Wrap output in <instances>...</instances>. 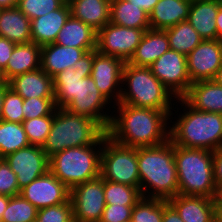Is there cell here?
<instances>
[{
	"label": "cell",
	"mask_w": 222,
	"mask_h": 222,
	"mask_svg": "<svg viewBox=\"0 0 222 222\" xmlns=\"http://www.w3.org/2000/svg\"><path fill=\"white\" fill-rule=\"evenodd\" d=\"M115 105L118 106L117 115L111 111L112 119L107 129V136L114 142L127 147H146L169 140L167 120L171 119L172 111L115 103L114 109Z\"/></svg>",
	"instance_id": "cell-1"
},
{
	"label": "cell",
	"mask_w": 222,
	"mask_h": 222,
	"mask_svg": "<svg viewBox=\"0 0 222 222\" xmlns=\"http://www.w3.org/2000/svg\"><path fill=\"white\" fill-rule=\"evenodd\" d=\"M90 75L91 73H80L72 68L56 74L53 77L55 106L89 117L107 131L112 115L106 114L104 109L109 110L105 107L111 102L99 91Z\"/></svg>",
	"instance_id": "cell-2"
},
{
	"label": "cell",
	"mask_w": 222,
	"mask_h": 222,
	"mask_svg": "<svg viewBox=\"0 0 222 222\" xmlns=\"http://www.w3.org/2000/svg\"><path fill=\"white\" fill-rule=\"evenodd\" d=\"M137 160L143 197L168 201L178 194L174 144L170 139L157 146L137 147Z\"/></svg>",
	"instance_id": "cell-3"
},
{
	"label": "cell",
	"mask_w": 222,
	"mask_h": 222,
	"mask_svg": "<svg viewBox=\"0 0 222 222\" xmlns=\"http://www.w3.org/2000/svg\"><path fill=\"white\" fill-rule=\"evenodd\" d=\"M177 101L184 106L181 116L169 128V139L184 148L214 151L222 146V114L202 112L191 107L183 98Z\"/></svg>",
	"instance_id": "cell-4"
},
{
	"label": "cell",
	"mask_w": 222,
	"mask_h": 222,
	"mask_svg": "<svg viewBox=\"0 0 222 222\" xmlns=\"http://www.w3.org/2000/svg\"><path fill=\"white\" fill-rule=\"evenodd\" d=\"M107 131L89 117L56 108L43 151L48 157L71 147L103 145Z\"/></svg>",
	"instance_id": "cell-5"
},
{
	"label": "cell",
	"mask_w": 222,
	"mask_h": 222,
	"mask_svg": "<svg viewBox=\"0 0 222 222\" xmlns=\"http://www.w3.org/2000/svg\"><path fill=\"white\" fill-rule=\"evenodd\" d=\"M178 175V194L215 199L217 188L213 176V151L174 145Z\"/></svg>",
	"instance_id": "cell-6"
},
{
	"label": "cell",
	"mask_w": 222,
	"mask_h": 222,
	"mask_svg": "<svg viewBox=\"0 0 222 222\" xmlns=\"http://www.w3.org/2000/svg\"><path fill=\"white\" fill-rule=\"evenodd\" d=\"M120 101L134 107L171 111L173 99H177L151 72L150 67L130 65L125 62L122 71ZM128 88V89H127ZM173 97V98H172Z\"/></svg>",
	"instance_id": "cell-7"
},
{
	"label": "cell",
	"mask_w": 222,
	"mask_h": 222,
	"mask_svg": "<svg viewBox=\"0 0 222 222\" xmlns=\"http://www.w3.org/2000/svg\"><path fill=\"white\" fill-rule=\"evenodd\" d=\"M102 145L71 147L49 157V171L70 190L100 176Z\"/></svg>",
	"instance_id": "cell-8"
},
{
	"label": "cell",
	"mask_w": 222,
	"mask_h": 222,
	"mask_svg": "<svg viewBox=\"0 0 222 222\" xmlns=\"http://www.w3.org/2000/svg\"><path fill=\"white\" fill-rule=\"evenodd\" d=\"M100 176L103 180L126 184L140 189L137 147H127L103 138Z\"/></svg>",
	"instance_id": "cell-9"
},
{
	"label": "cell",
	"mask_w": 222,
	"mask_h": 222,
	"mask_svg": "<svg viewBox=\"0 0 222 222\" xmlns=\"http://www.w3.org/2000/svg\"><path fill=\"white\" fill-rule=\"evenodd\" d=\"M74 222H99L106 207L104 180L101 176L70 190Z\"/></svg>",
	"instance_id": "cell-10"
},
{
	"label": "cell",
	"mask_w": 222,
	"mask_h": 222,
	"mask_svg": "<svg viewBox=\"0 0 222 222\" xmlns=\"http://www.w3.org/2000/svg\"><path fill=\"white\" fill-rule=\"evenodd\" d=\"M143 29H135L108 23L97 32V51L128 62L144 34Z\"/></svg>",
	"instance_id": "cell-11"
},
{
	"label": "cell",
	"mask_w": 222,
	"mask_h": 222,
	"mask_svg": "<svg viewBox=\"0 0 222 222\" xmlns=\"http://www.w3.org/2000/svg\"><path fill=\"white\" fill-rule=\"evenodd\" d=\"M151 72L176 98H182L191 86L186 55L169 49L150 66Z\"/></svg>",
	"instance_id": "cell-12"
},
{
	"label": "cell",
	"mask_w": 222,
	"mask_h": 222,
	"mask_svg": "<svg viewBox=\"0 0 222 222\" xmlns=\"http://www.w3.org/2000/svg\"><path fill=\"white\" fill-rule=\"evenodd\" d=\"M125 62L114 56L100 54L93 50L91 77L96 87L109 102L118 104L121 96L122 71ZM111 100V101H110Z\"/></svg>",
	"instance_id": "cell-13"
},
{
	"label": "cell",
	"mask_w": 222,
	"mask_h": 222,
	"mask_svg": "<svg viewBox=\"0 0 222 222\" xmlns=\"http://www.w3.org/2000/svg\"><path fill=\"white\" fill-rule=\"evenodd\" d=\"M4 159L15 172L20 189L49 171V157L41 146L29 145Z\"/></svg>",
	"instance_id": "cell-14"
},
{
	"label": "cell",
	"mask_w": 222,
	"mask_h": 222,
	"mask_svg": "<svg viewBox=\"0 0 222 222\" xmlns=\"http://www.w3.org/2000/svg\"><path fill=\"white\" fill-rule=\"evenodd\" d=\"M186 59L191 83L213 80L222 66V40H203Z\"/></svg>",
	"instance_id": "cell-15"
},
{
	"label": "cell",
	"mask_w": 222,
	"mask_h": 222,
	"mask_svg": "<svg viewBox=\"0 0 222 222\" xmlns=\"http://www.w3.org/2000/svg\"><path fill=\"white\" fill-rule=\"evenodd\" d=\"M20 195L37 209H41L66 203L70 199V189L48 171L24 186Z\"/></svg>",
	"instance_id": "cell-16"
},
{
	"label": "cell",
	"mask_w": 222,
	"mask_h": 222,
	"mask_svg": "<svg viewBox=\"0 0 222 222\" xmlns=\"http://www.w3.org/2000/svg\"><path fill=\"white\" fill-rule=\"evenodd\" d=\"M168 202L184 222H213L217 219V206L213 198L177 194Z\"/></svg>",
	"instance_id": "cell-17"
},
{
	"label": "cell",
	"mask_w": 222,
	"mask_h": 222,
	"mask_svg": "<svg viewBox=\"0 0 222 222\" xmlns=\"http://www.w3.org/2000/svg\"><path fill=\"white\" fill-rule=\"evenodd\" d=\"M95 49H81L56 43L41 47L40 68L52 78L61 71L71 68L84 54Z\"/></svg>",
	"instance_id": "cell-18"
},
{
	"label": "cell",
	"mask_w": 222,
	"mask_h": 222,
	"mask_svg": "<svg viewBox=\"0 0 222 222\" xmlns=\"http://www.w3.org/2000/svg\"><path fill=\"white\" fill-rule=\"evenodd\" d=\"M7 83L23 99L54 98L53 78L41 68L15 76Z\"/></svg>",
	"instance_id": "cell-19"
},
{
	"label": "cell",
	"mask_w": 222,
	"mask_h": 222,
	"mask_svg": "<svg viewBox=\"0 0 222 222\" xmlns=\"http://www.w3.org/2000/svg\"><path fill=\"white\" fill-rule=\"evenodd\" d=\"M70 15V7L66 1L59 9L32 19L30 25L32 42L41 47L54 43Z\"/></svg>",
	"instance_id": "cell-20"
},
{
	"label": "cell",
	"mask_w": 222,
	"mask_h": 222,
	"mask_svg": "<svg viewBox=\"0 0 222 222\" xmlns=\"http://www.w3.org/2000/svg\"><path fill=\"white\" fill-rule=\"evenodd\" d=\"M182 98L198 111L222 114V86L214 80L192 83Z\"/></svg>",
	"instance_id": "cell-21"
},
{
	"label": "cell",
	"mask_w": 222,
	"mask_h": 222,
	"mask_svg": "<svg viewBox=\"0 0 222 222\" xmlns=\"http://www.w3.org/2000/svg\"><path fill=\"white\" fill-rule=\"evenodd\" d=\"M222 0L191 1L187 21L203 40H217L215 19Z\"/></svg>",
	"instance_id": "cell-22"
},
{
	"label": "cell",
	"mask_w": 222,
	"mask_h": 222,
	"mask_svg": "<svg viewBox=\"0 0 222 222\" xmlns=\"http://www.w3.org/2000/svg\"><path fill=\"white\" fill-rule=\"evenodd\" d=\"M170 49L165 30L148 29L144 32L140 44L130 60V65L149 67Z\"/></svg>",
	"instance_id": "cell-23"
},
{
	"label": "cell",
	"mask_w": 222,
	"mask_h": 222,
	"mask_svg": "<svg viewBox=\"0 0 222 222\" xmlns=\"http://www.w3.org/2000/svg\"><path fill=\"white\" fill-rule=\"evenodd\" d=\"M70 14L99 31L110 22L111 0H67Z\"/></svg>",
	"instance_id": "cell-24"
},
{
	"label": "cell",
	"mask_w": 222,
	"mask_h": 222,
	"mask_svg": "<svg viewBox=\"0 0 222 222\" xmlns=\"http://www.w3.org/2000/svg\"><path fill=\"white\" fill-rule=\"evenodd\" d=\"M190 0H159L149 13L151 29L166 30L188 19Z\"/></svg>",
	"instance_id": "cell-25"
},
{
	"label": "cell",
	"mask_w": 222,
	"mask_h": 222,
	"mask_svg": "<svg viewBox=\"0 0 222 222\" xmlns=\"http://www.w3.org/2000/svg\"><path fill=\"white\" fill-rule=\"evenodd\" d=\"M41 46L31 42L16 44L3 70L8 82L15 76L40 69Z\"/></svg>",
	"instance_id": "cell-26"
},
{
	"label": "cell",
	"mask_w": 222,
	"mask_h": 222,
	"mask_svg": "<svg viewBox=\"0 0 222 222\" xmlns=\"http://www.w3.org/2000/svg\"><path fill=\"white\" fill-rule=\"evenodd\" d=\"M54 43L81 49H97V31L70 15Z\"/></svg>",
	"instance_id": "cell-27"
},
{
	"label": "cell",
	"mask_w": 222,
	"mask_h": 222,
	"mask_svg": "<svg viewBox=\"0 0 222 222\" xmlns=\"http://www.w3.org/2000/svg\"><path fill=\"white\" fill-rule=\"evenodd\" d=\"M31 20L17 7L0 9V36L16 44L31 42Z\"/></svg>",
	"instance_id": "cell-28"
},
{
	"label": "cell",
	"mask_w": 222,
	"mask_h": 222,
	"mask_svg": "<svg viewBox=\"0 0 222 222\" xmlns=\"http://www.w3.org/2000/svg\"><path fill=\"white\" fill-rule=\"evenodd\" d=\"M110 23L144 31L150 29L149 14L128 0H111Z\"/></svg>",
	"instance_id": "cell-29"
},
{
	"label": "cell",
	"mask_w": 222,
	"mask_h": 222,
	"mask_svg": "<svg viewBox=\"0 0 222 222\" xmlns=\"http://www.w3.org/2000/svg\"><path fill=\"white\" fill-rule=\"evenodd\" d=\"M167 33L170 49L188 55L203 39L192 25L184 20L177 25L165 30Z\"/></svg>",
	"instance_id": "cell-30"
},
{
	"label": "cell",
	"mask_w": 222,
	"mask_h": 222,
	"mask_svg": "<svg viewBox=\"0 0 222 222\" xmlns=\"http://www.w3.org/2000/svg\"><path fill=\"white\" fill-rule=\"evenodd\" d=\"M29 145L22 123L0 120V158Z\"/></svg>",
	"instance_id": "cell-31"
},
{
	"label": "cell",
	"mask_w": 222,
	"mask_h": 222,
	"mask_svg": "<svg viewBox=\"0 0 222 222\" xmlns=\"http://www.w3.org/2000/svg\"><path fill=\"white\" fill-rule=\"evenodd\" d=\"M137 187L104 180V198L106 204L118 206H134L142 198Z\"/></svg>",
	"instance_id": "cell-32"
},
{
	"label": "cell",
	"mask_w": 222,
	"mask_h": 222,
	"mask_svg": "<svg viewBox=\"0 0 222 222\" xmlns=\"http://www.w3.org/2000/svg\"><path fill=\"white\" fill-rule=\"evenodd\" d=\"M37 214L38 209L19 194L10 197L0 222H32Z\"/></svg>",
	"instance_id": "cell-33"
},
{
	"label": "cell",
	"mask_w": 222,
	"mask_h": 222,
	"mask_svg": "<svg viewBox=\"0 0 222 222\" xmlns=\"http://www.w3.org/2000/svg\"><path fill=\"white\" fill-rule=\"evenodd\" d=\"M163 200L142 197L133 207L131 222H162Z\"/></svg>",
	"instance_id": "cell-34"
},
{
	"label": "cell",
	"mask_w": 222,
	"mask_h": 222,
	"mask_svg": "<svg viewBox=\"0 0 222 222\" xmlns=\"http://www.w3.org/2000/svg\"><path fill=\"white\" fill-rule=\"evenodd\" d=\"M54 111L47 116L32 118L22 122L30 145L43 146L50 133Z\"/></svg>",
	"instance_id": "cell-35"
},
{
	"label": "cell",
	"mask_w": 222,
	"mask_h": 222,
	"mask_svg": "<svg viewBox=\"0 0 222 222\" xmlns=\"http://www.w3.org/2000/svg\"><path fill=\"white\" fill-rule=\"evenodd\" d=\"M65 0H19L17 8L30 20L59 9Z\"/></svg>",
	"instance_id": "cell-36"
},
{
	"label": "cell",
	"mask_w": 222,
	"mask_h": 222,
	"mask_svg": "<svg viewBox=\"0 0 222 222\" xmlns=\"http://www.w3.org/2000/svg\"><path fill=\"white\" fill-rule=\"evenodd\" d=\"M24 99L10 87L5 91L1 120L22 123L25 120L23 110Z\"/></svg>",
	"instance_id": "cell-37"
},
{
	"label": "cell",
	"mask_w": 222,
	"mask_h": 222,
	"mask_svg": "<svg viewBox=\"0 0 222 222\" xmlns=\"http://www.w3.org/2000/svg\"><path fill=\"white\" fill-rule=\"evenodd\" d=\"M36 219L40 222H74L71 199L66 203L38 209Z\"/></svg>",
	"instance_id": "cell-38"
},
{
	"label": "cell",
	"mask_w": 222,
	"mask_h": 222,
	"mask_svg": "<svg viewBox=\"0 0 222 222\" xmlns=\"http://www.w3.org/2000/svg\"><path fill=\"white\" fill-rule=\"evenodd\" d=\"M56 109L54 98L24 99L23 112L25 120L50 115Z\"/></svg>",
	"instance_id": "cell-39"
},
{
	"label": "cell",
	"mask_w": 222,
	"mask_h": 222,
	"mask_svg": "<svg viewBox=\"0 0 222 222\" xmlns=\"http://www.w3.org/2000/svg\"><path fill=\"white\" fill-rule=\"evenodd\" d=\"M17 177L4 158H0V195L16 196L20 194Z\"/></svg>",
	"instance_id": "cell-40"
},
{
	"label": "cell",
	"mask_w": 222,
	"mask_h": 222,
	"mask_svg": "<svg viewBox=\"0 0 222 222\" xmlns=\"http://www.w3.org/2000/svg\"><path fill=\"white\" fill-rule=\"evenodd\" d=\"M133 207L106 204L99 222H131Z\"/></svg>",
	"instance_id": "cell-41"
},
{
	"label": "cell",
	"mask_w": 222,
	"mask_h": 222,
	"mask_svg": "<svg viewBox=\"0 0 222 222\" xmlns=\"http://www.w3.org/2000/svg\"><path fill=\"white\" fill-rule=\"evenodd\" d=\"M16 43L0 36V69L4 70Z\"/></svg>",
	"instance_id": "cell-42"
},
{
	"label": "cell",
	"mask_w": 222,
	"mask_h": 222,
	"mask_svg": "<svg viewBox=\"0 0 222 222\" xmlns=\"http://www.w3.org/2000/svg\"><path fill=\"white\" fill-rule=\"evenodd\" d=\"M213 176L218 188L222 185V146L213 151Z\"/></svg>",
	"instance_id": "cell-43"
},
{
	"label": "cell",
	"mask_w": 222,
	"mask_h": 222,
	"mask_svg": "<svg viewBox=\"0 0 222 222\" xmlns=\"http://www.w3.org/2000/svg\"><path fill=\"white\" fill-rule=\"evenodd\" d=\"M93 64V50L84 54L71 68L80 73H91Z\"/></svg>",
	"instance_id": "cell-44"
},
{
	"label": "cell",
	"mask_w": 222,
	"mask_h": 222,
	"mask_svg": "<svg viewBox=\"0 0 222 222\" xmlns=\"http://www.w3.org/2000/svg\"><path fill=\"white\" fill-rule=\"evenodd\" d=\"M162 222H184L175 208L167 200H163Z\"/></svg>",
	"instance_id": "cell-45"
},
{
	"label": "cell",
	"mask_w": 222,
	"mask_h": 222,
	"mask_svg": "<svg viewBox=\"0 0 222 222\" xmlns=\"http://www.w3.org/2000/svg\"><path fill=\"white\" fill-rule=\"evenodd\" d=\"M130 3L140 6L141 9L145 10L148 14L154 9L155 5L159 0H128Z\"/></svg>",
	"instance_id": "cell-46"
},
{
	"label": "cell",
	"mask_w": 222,
	"mask_h": 222,
	"mask_svg": "<svg viewBox=\"0 0 222 222\" xmlns=\"http://www.w3.org/2000/svg\"><path fill=\"white\" fill-rule=\"evenodd\" d=\"M215 23L217 29V40H222V5L219 7Z\"/></svg>",
	"instance_id": "cell-47"
},
{
	"label": "cell",
	"mask_w": 222,
	"mask_h": 222,
	"mask_svg": "<svg viewBox=\"0 0 222 222\" xmlns=\"http://www.w3.org/2000/svg\"><path fill=\"white\" fill-rule=\"evenodd\" d=\"M10 196L0 195V221L9 203Z\"/></svg>",
	"instance_id": "cell-48"
},
{
	"label": "cell",
	"mask_w": 222,
	"mask_h": 222,
	"mask_svg": "<svg viewBox=\"0 0 222 222\" xmlns=\"http://www.w3.org/2000/svg\"><path fill=\"white\" fill-rule=\"evenodd\" d=\"M19 0H0V9L15 8Z\"/></svg>",
	"instance_id": "cell-49"
},
{
	"label": "cell",
	"mask_w": 222,
	"mask_h": 222,
	"mask_svg": "<svg viewBox=\"0 0 222 222\" xmlns=\"http://www.w3.org/2000/svg\"><path fill=\"white\" fill-rule=\"evenodd\" d=\"M9 88L8 83L0 85V120L2 118V111H3V100L5 96V91Z\"/></svg>",
	"instance_id": "cell-50"
},
{
	"label": "cell",
	"mask_w": 222,
	"mask_h": 222,
	"mask_svg": "<svg viewBox=\"0 0 222 222\" xmlns=\"http://www.w3.org/2000/svg\"><path fill=\"white\" fill-rule=\"evenodd\" d=\"M217 84L222 86V66L218 69L214 79Z\"/></svg>",
	"instance_id": "cell-51"
},
{
	"label": "cell",
	"mask_w": 222,
	"mask_h": 222,
	"mask_svg": "<svg viewBox=\"0 0 222 222\" xmlns=\"http://www.w3.org/2000/svg\"><path fill=\"white\" fill-rule=\"evenodd\" d=\"M215 203H222V185L217 188Z\"/></svg>",
	"instance_id": "cell-52"
},
{
	"label": "cell",
	"mask_w": 222,
	"mask_h": 222,
	"mask_svg": "<svg viewBox=\"0 0 222 222\" xmlns=\"http://www.w3.org/2000/svg\"><path fill=\"white\" fill-rule=\"evenodd\" d=\"M217 206V218L222 222V203H216Z\"/></svg>",
	"instance_id": "cell-53"
},
{
	"label": "cell",
	"mask_w": 222,
	"mask_h": 222,
	"mask_svg": "<svg viewBox=\"0 0 222 222\" xmlns=\"http://www.w3.org/2000/svg\"><path fill=\"white\" fill-rule=\"evenodd\" d=\"M7 84V81L4 77L3 70L0 69V85Z\"/></svg>",
	"instance_id": "cell-54"
},
{
	"label": "cell",
	"mask_w": 222,
	"mask_h": 222,
	"mask_svg": "<svg viewBox=\"0 0 222 222\" xmlns=\"http://www.w3.org/2000/svg\"><path fill=\"white\" fill-rule=\"evenodd\" d=\"M213 222H221L218 218L216 220H214Z\"/></svg>",
	"instance_id": "cell-55"
}]
</instances>
